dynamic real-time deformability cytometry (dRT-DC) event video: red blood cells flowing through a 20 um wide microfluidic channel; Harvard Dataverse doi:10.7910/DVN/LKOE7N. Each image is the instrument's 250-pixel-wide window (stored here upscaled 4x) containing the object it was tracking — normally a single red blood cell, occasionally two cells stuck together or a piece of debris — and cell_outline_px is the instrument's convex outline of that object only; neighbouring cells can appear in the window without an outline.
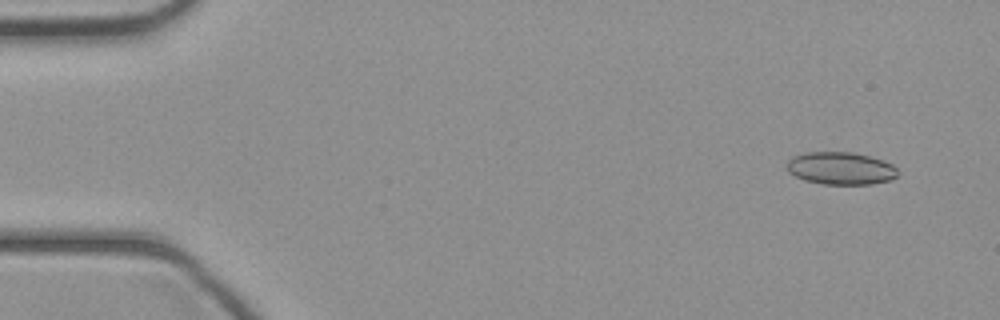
{"species": "common noctule bat (a hibernating species)", "species_latin": "Nyctalus noctula", "temperature_condition": "cold", "stored_images_in_passage": 45, "camera_frame_rate_fps": 3000, "um_per_image_px": 0.085, "animal": {"sex": "female", "body_mass_g": 21.9}, "frame": {"image": 1, "passage_image": 3, "time_ms": 0.667, "image_size_px": [1000, 320], "cell_outline_px": [[896, 176], [892, 180], [872, 184], [824, 184], [804, 180], [788, 172], [788, 160], [792, 156], [804, 152], [852, 152], [884, 160], [892, 164], [896, 168]], "centroid_in_image_um": [71.45, 14.3], "position_along_channel_um": 13.5, "area_um2": 21.04}}
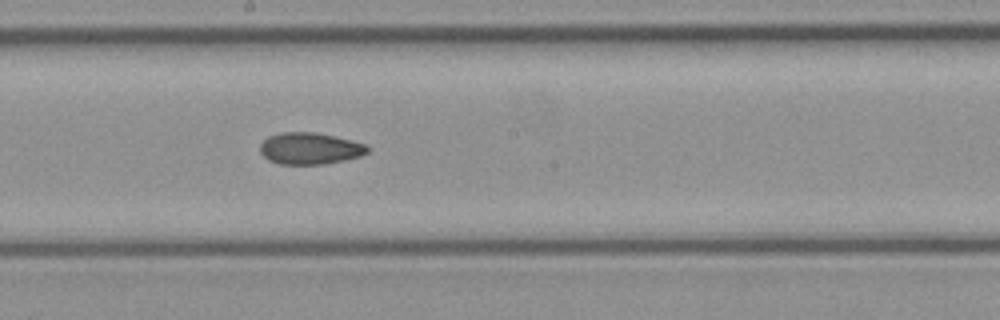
{"frame": {"image": 2, "passage_image": 24, "time_ms": 7.667, "image_size_px": [1000, 320], "cell_outline_px": [[368, 152], [360, 156], [344, 160], [324, 164], [280, 164], [268, 160], [260, 152], [260, 144], [268, 136], [280, 132], [316, 132], [352, 140], [364, 144], [368, 148]], "centroid_in_image_um": [26.31, 12.61], "position_along_channel_um": 221.9, "area_um2": 19.83}}
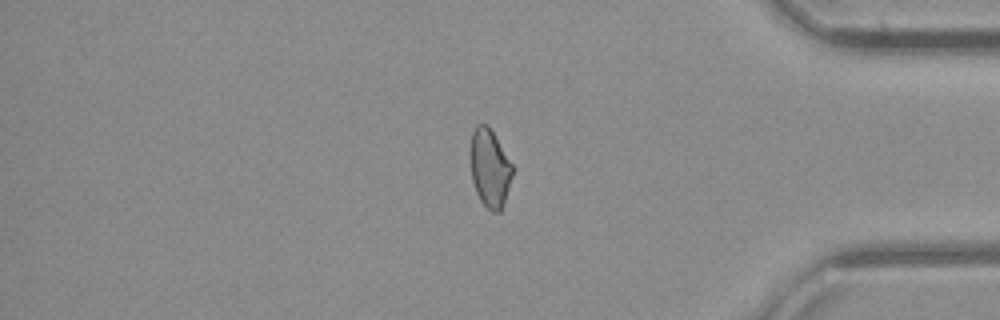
{"frame": {"image": 3, "passage_image": 37, "time_ms": 12.0, "image_size_px": [1000, 320], "cell_outline_px": [[512, 176], [504, 204], [500, 212], [492, 212], [480, 200], [476, 192], [472, 180], [468, 156], [472, 132], [476, 124], [488, 124], [512, 164]], "centroid_in_image_um": [41.59, 14.27], "position_along_channel_um": 393.6, "area_um2": 19.42}}